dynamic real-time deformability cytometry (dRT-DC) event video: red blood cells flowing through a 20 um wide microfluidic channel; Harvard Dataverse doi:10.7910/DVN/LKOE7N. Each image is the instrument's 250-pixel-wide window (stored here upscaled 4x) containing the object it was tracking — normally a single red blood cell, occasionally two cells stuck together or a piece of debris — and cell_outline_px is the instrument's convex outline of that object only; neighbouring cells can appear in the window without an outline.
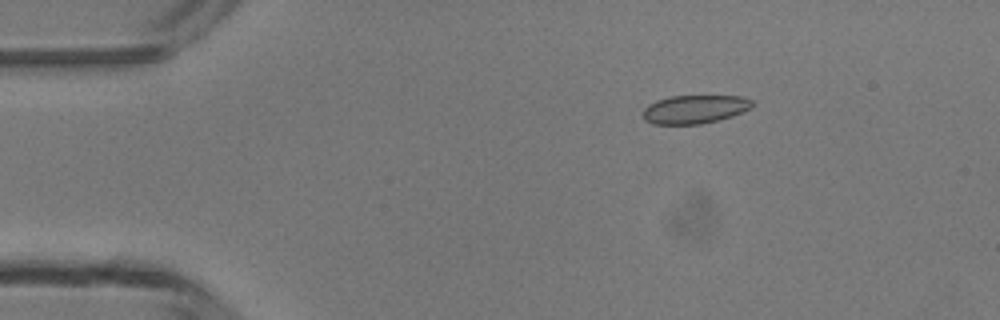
{"species": "common noctule bat (a hibernating species)", "species_latin": "Nyctalus noctula", "temperature_condition": "room temperature", "stored_images_in_passage": 5, "camera_frame_rate_fps": 3000, "um_per_image_px": 0.085, "animal": {"sex": "male", "body_mass_g": 13.3}, "frame": {"image": 1, "passage_image": 3, "time_ms": 2.333, "image_size_px": [1000, 320], "cell_outline_px": [[752, 104], [748, 108], [732, 116], [720, 120], [700, 124], [652, 124], [644, 120], [640, 112], [648, 104], [656, 100], [672, 96], [740, 96], [752, 100]], "centroid_in_image_um": [58.96, 9.29], "position_along_channel_um": 26.0, "area_um2": 18.15}}
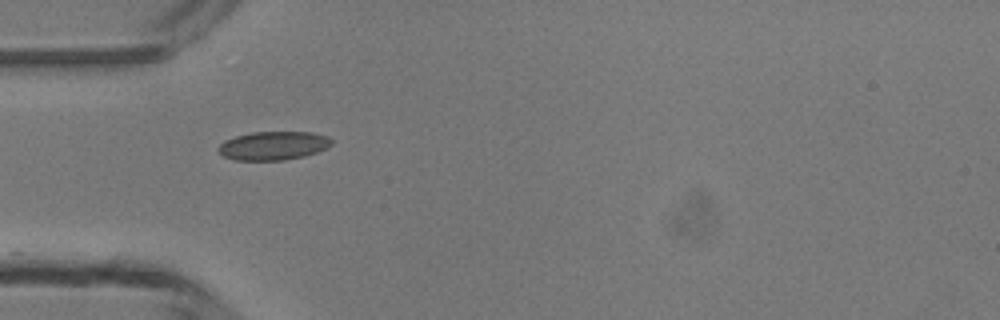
{"frame": {"image": 2, "passage_image": 5, "time_ms": 4.667, "image_size_px": [1000, 320], "cell_outline_px": [[332, 144], [316, 152], [304, 156], [284, 160], [236, 160], [224, 156], [216, 148], [224, 140], [236, 136], [252, 132], [312, 132], [328, 136], [332, 140]], "centroid_in_image_um": [23.22, 12.37], "position_along_channel_um": 61.8, "area_um2": 18.79}}